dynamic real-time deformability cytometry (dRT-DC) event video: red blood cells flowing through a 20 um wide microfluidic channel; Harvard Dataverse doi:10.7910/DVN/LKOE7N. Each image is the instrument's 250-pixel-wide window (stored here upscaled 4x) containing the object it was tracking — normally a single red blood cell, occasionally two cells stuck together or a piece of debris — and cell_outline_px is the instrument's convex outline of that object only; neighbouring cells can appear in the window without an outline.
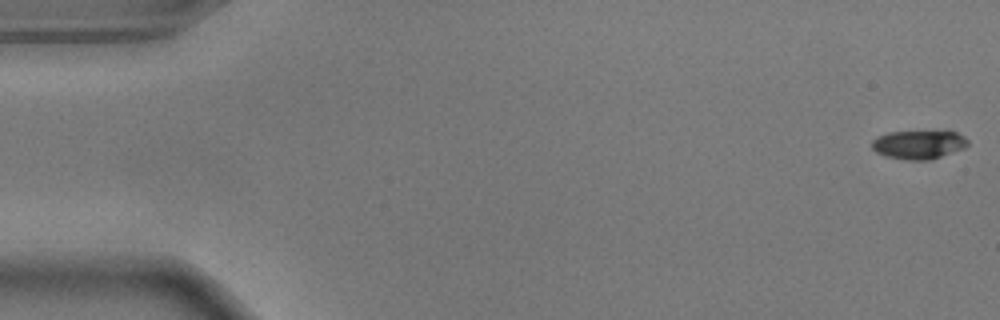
{"species": "common noctule bat (a hibernating species)", "species_latin": "Nyctalus noctula", "temperature_condition": "warm", "stored_images_in_passage": 55, "camera_frame_rate_fps": 3000, "um_per_image_px": 0.085, "animal": {"sex": "male", "body_mass_g": 17.9}, "frame": {"image": 1, "passage_image": 1, "time_ms": 0.0, "image_size_px": [1000, 320], "cell_outline_px": [[968, 144], [964, 148], [932, 160], [908, 160], [884, 156], [876, 152], [872, 148], [872, 140], [876, 136], [888, 132], [948, 128], [964, 136], [968, 140]], "centroid_in_image_um": [78.12, 12.23], "position_along_channel_um": 6.9, "area_um2": 16.99}}
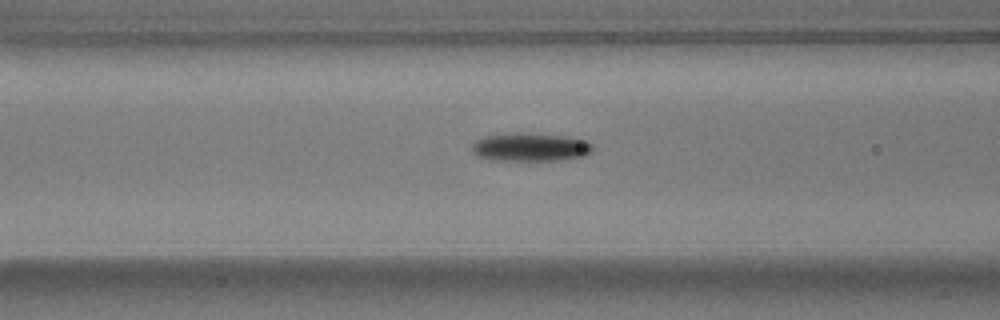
{"frame": {"image": 2, "passage_image": 22, "time_ms": 7.0, "image_size_px": [1000, 320], "cell_outline_px": [[592, 148], [584, 156], [564, 160], [492, 160], [476, 156], [472, 152], [472, 144], [476, 140], [484, 136], [504, 132], [520, 132], [564, 136], [584, 140], [592, 144]], "centroid_in_image_um": [45.0, 12.49], "position_along_channel_um": 121.6, "area_um2": 20.11}}
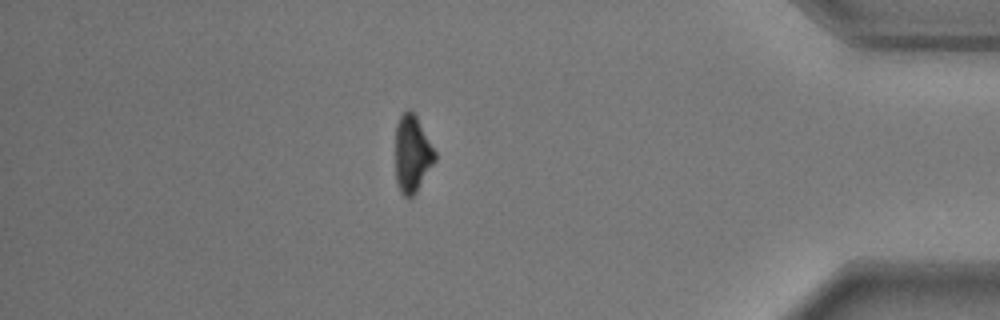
{"frame": {"image": 3, "passage_image": 48, "time_ms": 15.667, "image_size_px": [1000, 320], "cell_outline_px": [[436, 160], [416, 192], [408, 200], [400, 192], [396, 180], [396, 124], [400, 116], [408, 108], [412, 108], [436, 152]], "centroid_in_image_um": [35.04, 13.07], "position_along_channel_um": 400.2, "area_um2": 17.86}, "authors_computed_cell_mechanics": {"area_um2": 18.3804, "velocity_mm_per_s": 3.6755, "shape_relaxation_time_tau1_ms": 1.8124, "shape_relaxation_time_tau2_ms": null, "deformation_change_tau1": 0.1468, "deformation_change_tau2": null}}